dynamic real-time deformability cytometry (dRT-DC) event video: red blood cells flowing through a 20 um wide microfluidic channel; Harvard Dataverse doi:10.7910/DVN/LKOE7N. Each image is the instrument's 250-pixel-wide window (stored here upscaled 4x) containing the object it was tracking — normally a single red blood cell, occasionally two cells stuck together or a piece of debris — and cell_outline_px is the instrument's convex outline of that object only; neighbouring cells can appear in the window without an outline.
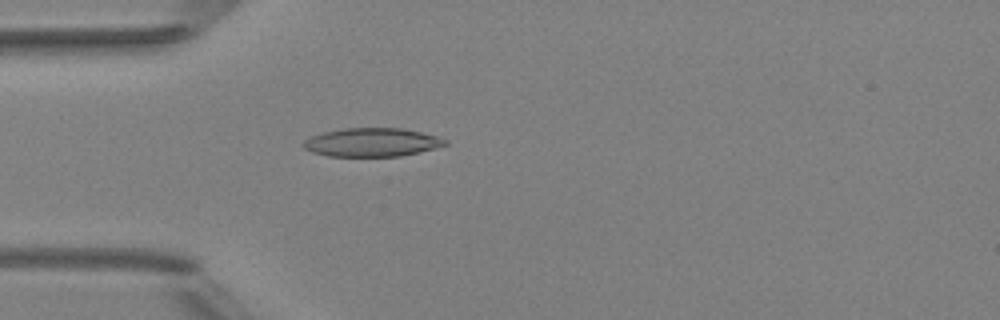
{"species": "Egyptian fruit bat (a non-hibernating species)", "species_latin": "Rousettus aegyptiacus", "temperature_condition": "room temperature", "stored_images_in_passage": 5, "camera_frame_rate_fps": 3000, "um_per_image_px": 0.085, "animal": {"sex": "female"}, "frame": {"image": 1, "passage_image": 5, "time_ms": 4.333, "image_size_px": [1000, 320], "cell_outline_px": [[448, 144], [420, 152], [400, 156], [328, 156], [312, 152], [304, 148], [300, 144], [304, 140], [312, 136], [324, 132], [344, 128], [404, 128], [436, 136], [448, 140]], "centroid_in_image_um": [31.6, 12.1], "position_along_channel_um": 53.4, "area_um2": 23.58}}